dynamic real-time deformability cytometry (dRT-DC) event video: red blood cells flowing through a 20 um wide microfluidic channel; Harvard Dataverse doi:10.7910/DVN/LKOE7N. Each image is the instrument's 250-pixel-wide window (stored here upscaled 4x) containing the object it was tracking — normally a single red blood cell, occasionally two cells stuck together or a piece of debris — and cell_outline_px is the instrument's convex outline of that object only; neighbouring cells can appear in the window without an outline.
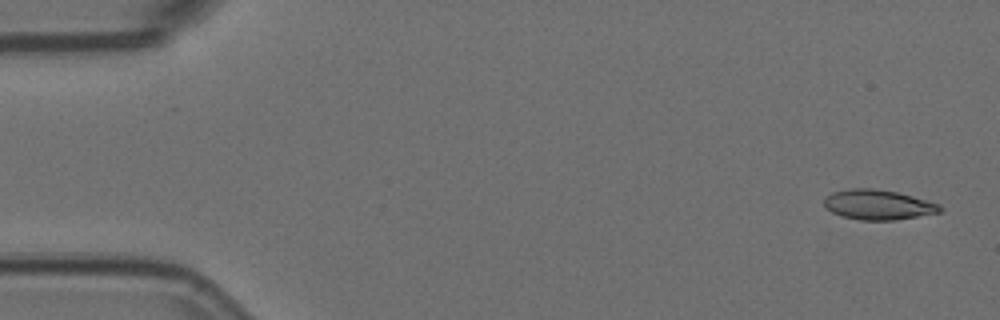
{"species": "Egyptian fruit bat (a non-hibernating species)", "species_latin": "Rousettus aegyptiacus", "temperature_condition": "room temperature", "stored_images_in_passage": 5, "camera_frame_rate_fps": 3000, "um_per_image_px": 0.085, "animal": {"sex": "female"}, "frame": {"image": 1, "passage_image": 1, "time_ms": 0.0, "image_size_px": [1000, 320], "cell_outline_px": [[944, 208], [940, 212], [896, 220], [860, 220], [840, 216], [824, 208], [824, 200], [832, 192], [848, 188], [872, 188], [896, 192], [912, 196], [940, 204]], "centroid_in_image_um": [74.62, 17.4], "position_along_channel_um": 10.4, "area_um2": 20.29}}